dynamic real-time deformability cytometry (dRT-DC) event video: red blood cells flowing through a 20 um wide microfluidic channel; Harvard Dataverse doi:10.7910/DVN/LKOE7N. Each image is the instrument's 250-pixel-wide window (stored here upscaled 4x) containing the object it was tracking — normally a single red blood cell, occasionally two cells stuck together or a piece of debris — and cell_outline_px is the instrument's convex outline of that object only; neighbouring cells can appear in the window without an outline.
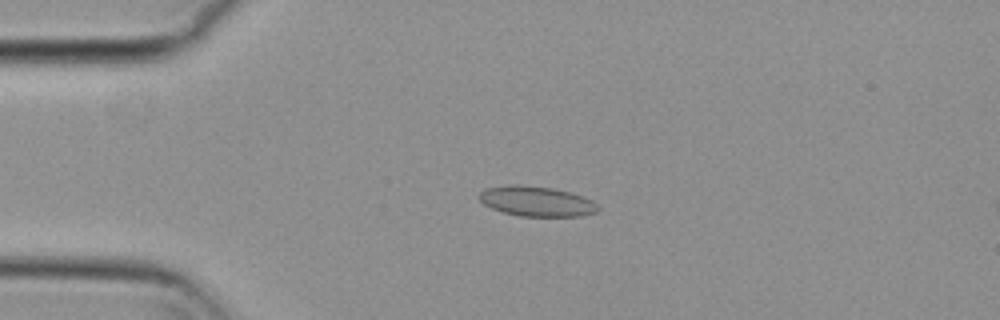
{"species": "common noctule bat (a hibernating species)", "species_latin": "Nyctalus noctula", "temperature_condition": "cold", "stored_images_in_passage": 55, "camera_frame_rate_fps": 3000, "um_per_image_px": 0.085, "animal": {"sex": "female", "body_mass_g": 29.2, "forearm_length_mm": 56.3}, "frame": {"image": 1, "passage_image": 12, "time_ms": 3.667, "image_size_px": [1000, 320], "cell_outline_px": [[600, 208], [596, 212], [580, 216], [520, 216], [504, 212], [492, 208], [484, 204], [476, 196], [484, 188], [512, 184], [516, 184], [552, 188], [572, 192], [592, 200]], "centroid_in_image_um": [45.59, 17.1], "position_along_channel_um": 39.4, "area_um2": 20.87}}
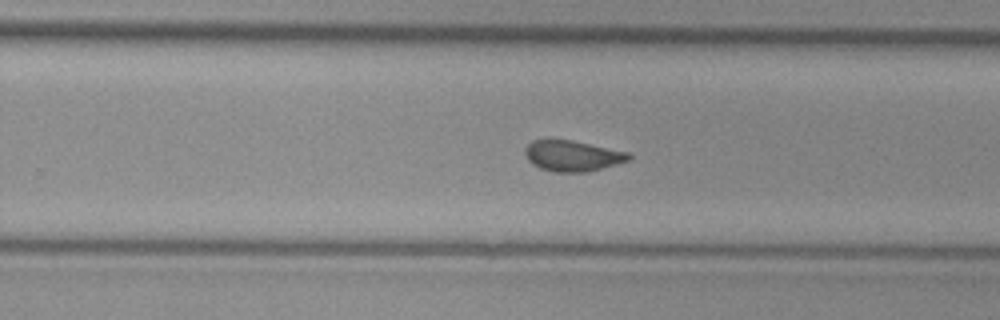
{"frame": {"image": 2, "passage_image": 34, "time_ms": 11.0, "image_size_px": [1000, 320], "cell_outline_px": [[632, 156], [628, 160], [616, 164], [588, 172], [556, 172], [540, 168], [532, 164], [528, 160], [524, 152], [524, 148], [532, 140], [544, 136], [572, 140], [628, 152]], "centroid_in_image_um": [48.58, 13.2], "position_along_channel_um": 281.2, "area_um2": 19.07}}
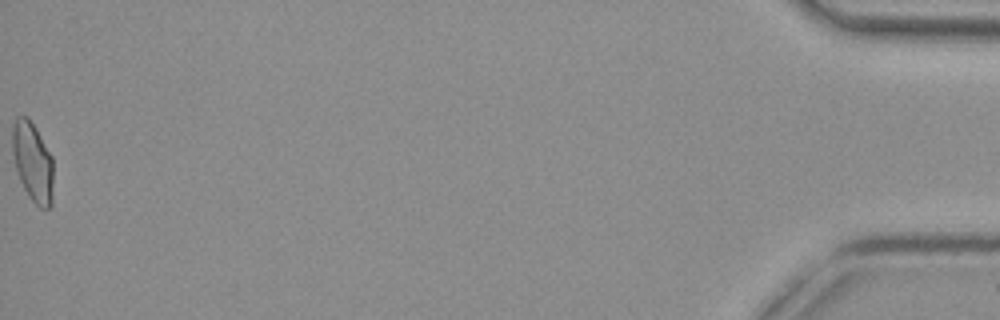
{"frame": {"image": 3, "passage_image": 55, "time_ms": 18.0, "image_size_px": [1000, 320], "cell_outline_px": [[52, 204], [48, 208], [40, 208], [28, 196], [20, 180], [16, 168], [12, 152], [12, 124], [16, 116], [28, 116], [36, 128], [52, 156]], "centroid_in_image_um": [2.76, 13.73], "position_along_channel_um": 432.4, "area_um2": 19.02}, "authors_computed_cell_mechanics": {"area_um2": 19.2474, "velocity_mm_per_s": 3.691, "shape_relaxation_time_tau1_ms": null, "shape_relaxation_time_tau2_ms": 1.1704, "deformation_change_tau1": null, "deformation_change_tau2": 0.0778}}